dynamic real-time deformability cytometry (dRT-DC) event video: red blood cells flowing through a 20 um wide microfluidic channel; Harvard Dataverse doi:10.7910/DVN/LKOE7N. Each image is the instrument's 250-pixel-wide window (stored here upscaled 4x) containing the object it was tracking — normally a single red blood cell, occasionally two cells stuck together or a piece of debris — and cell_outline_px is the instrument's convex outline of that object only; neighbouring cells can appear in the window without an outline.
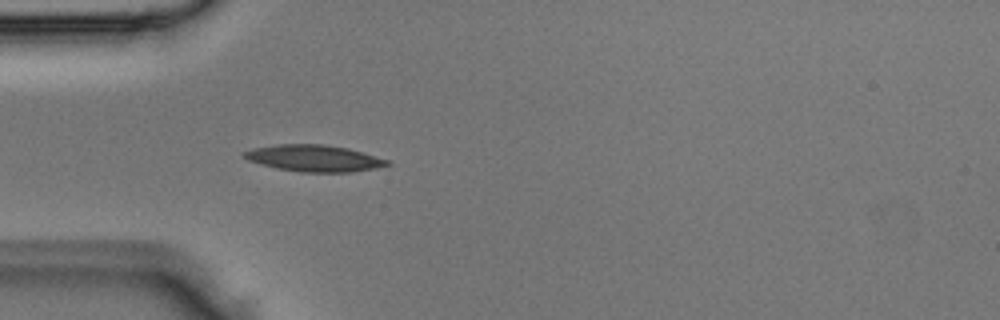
{"species": "Egyptian fruit bat (a non-hibernating species)", "species_latin": "Rousettus aegyptiacus", "temperature_condition": "room temperature", "stored_images_in_passage": 3, "camera_frame_rate_fps": 3000, "um_per_image_px": 0.085, "animal": {"sex": "male"}, "frame": {"image": 1, "passage_image": 3, "time_ms": 0.667, "image_size_px": [1000, 320], "cell_outline_px": [[392, 164], [376, 168], [352, 172], [300, 172], [276, 168], [248, 160], [240, 156], [244, 152], [252, 148], [276, 144], [324, 144], [348, 148], [388, 160]], "centroid_in_image_um": [26.67, 13.45], "position_along_channel_um": 58.3, "area_um2": 22.2}}